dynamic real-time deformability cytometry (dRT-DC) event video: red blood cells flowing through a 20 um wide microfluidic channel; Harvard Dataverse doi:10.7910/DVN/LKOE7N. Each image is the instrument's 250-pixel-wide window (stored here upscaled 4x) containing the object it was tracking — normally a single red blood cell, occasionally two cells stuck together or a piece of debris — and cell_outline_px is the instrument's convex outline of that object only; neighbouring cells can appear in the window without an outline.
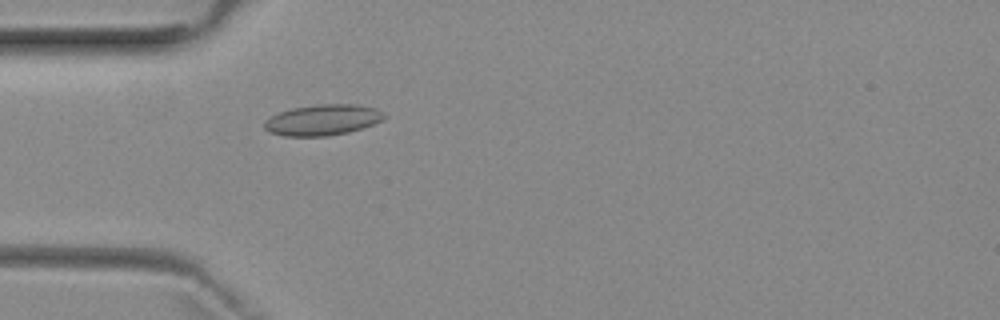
{"species": "common noctule bat (a hibernating species)", "species_latin": "Nyctalus noctula", "temperature_condition": "room temperature", "stored_images_in_passage": 1, "camera_frame_rate_fps": 3000, "um_per_image_px": 0.085, "animal": {"sex": "female", "body_mass_g": 29.2, "forearm_length_mm": 56.3}, "frame": {"image": 1, "passage_image": 1, "time_ms": 0.0, "image_size_px": [1000, 320], "cell_outline_px": [[388, 116], [384, 120], [348, 132], [328, 136], [284, 136], [268, 132], [264, 128], [264, 120], [280, 112], [292, 108], [320, 104], [356, 104], [376, 108], [384, 112]], "centroid_in_image_um": [27.44, 10.19], "position_along_channel_um": 57.6, "area_um2": 21.62}}